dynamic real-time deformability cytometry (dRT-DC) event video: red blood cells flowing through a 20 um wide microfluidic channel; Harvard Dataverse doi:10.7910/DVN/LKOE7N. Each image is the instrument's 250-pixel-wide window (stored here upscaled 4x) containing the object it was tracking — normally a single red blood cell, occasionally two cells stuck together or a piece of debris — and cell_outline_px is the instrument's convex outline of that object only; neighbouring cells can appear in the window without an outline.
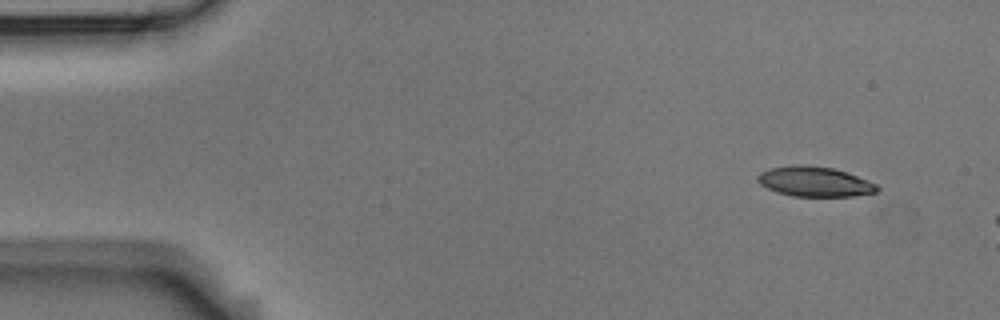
{"species": "Egyptian fruit bat (a non-hibernating species)", "species_latin": "Rousettus aegyptiacus", "temperature_condition": "room temperature", "stored_images_in_passage": 3, "camera_frame_rate_fps": 3000, "um_per_image_px": 0.085, "animal": {"sex": "male"}, "frame": {"image": 1, "passage_image": 1, "time_ms": 0.0, "image_size_px": [1000, 320], "cell_outline_px": [[880, 188], [876, 192], [852, 196], [792, 196], [776, 192], [760, 184], [756, 180], [756, 176], [760, 172], [772, 168], [796, 164], [804, 164], [832, 168], [848, 172], [876, 184]], "centroid_in_image_um": [69.22, 15.43], "position_along_channel_um": 15.8, "area_um2": 20.87}}